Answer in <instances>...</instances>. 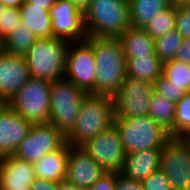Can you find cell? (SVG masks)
<instances>
[{
  "label": "cell",
  "mask_w": 190,
  "mask_h": 190,
  "mask_svg": "<svg viewBox=\"0 0 190 190\" xmlns=\"http://www.w3.org/2000/svg\"><path fill=\"white\" fill-rule=\"evenodd\" d=\"M96 63L95 94L114 97L126 79L127 59L118 38L87 37Z\"/></svg>",
  "instance_id": "1"
},
{
  "label": "cell",
  "mask_w": 190,
  "mask_h": 190,
  "mask_svg": "<svg viewBox=\"0 0 190 190\" xmlns=\"http://www.w3.org/2000/svg\"><path fill=\"white\" fill-rule=\"evenodd\" d=\"M114 97L88 93L82 99L78 118L66 135V142L81 147L89 139L108 129L114 120Z\"/></svg>",
  "instance_id": "2"
},
{
  "label": "cell",
  "mask_w": 190,
  "mask_h": 190,
  "mask_svg": "<svg viewBox=\"0 0 190 190\" xmlns=\"http://www.w3.org/2000/svg\"><path fill=\"white\" fill-rule=\"evenodd\" d=\"M83 15L87 37L119 38L131 25L128 0H91Z\"/></svg>",
  "instance_id": "3"
},
{
  "label": "cell",
  "mask_w": 190,
  "mask_h": 190,
  "mask_svg": "<svg viewBox=\"0 0 190 190\" xmlns=\"http://www.w3.org/2000/svg\"><path fill=\"white\" fill-rule=\"evenodd\" d=\"M69 43L56 37L38 38L24 55L31 77L50 82L64 78Z\"/></svg>",
  "instance_id": "4"
},
{
  "label": "cell",
  "mask_w": 190,
  "mask_h": 190,
  "mask_svg": "<svg viewBox=\"0 0 190 190\" xmlns=\"http://www.w3.org/2000/svg\"><path fill=\"white\" fill-rule=\"evenodd\" d=\"M120 141L126 154L146 149H162L170 139L169 133L149 115L114 118Z\"/></svg>",
  "instance_id": "5"
},
{
  "label": "cell",
  "mask_w": 190,
  "mask_h": 190,
  "mask_svg": "<svg viewBox=\"0 0 190 190\" xmlns=\"http://www.w3.org/2000/svg\"><path fill=\"white\" fill-rule=\"evenodd\" d=\"M86 94L65 78L51 82L49 123L66 136L75 125Z\"/></svg>",
  "instance_id": "6"
},
{
  "label": "cell",
  "mask_w": 190,
  "mask_h": 190,
  "mask_svg": "<svg viewBox=\"0 0 190 190\" xmlns=\"http://www.w3.org/2000/svg\"><path fill=\"white\" fill-rule=\"evenodd\" d=\"M51 82L31 77L9 102L10 107L32 124L48 123Z\"/></svg>",
  "instance_id": "7"
},
{
  "label": "cell",
  "mask_w": 190,
  "mask_h": 190,
  "mask_svg": "<svg viewBox=\"0 0 190 190\" xmlns=\"http://www.w3.org/2000/svg\"><path fill=\"white\" fill-rule=\"evenodd\" d=\"M159 169L173 190H190V138H170L161 149Z\"/></svg>",
  "instance_id": "8"
},
{
  "label": "cell",
  "mask_w": 190,
  "mask_h": 190,
  "mask_svg": "<svg viewBox=\"0 0 190 190\" xmlns=\"http://www.w3.org/2000/svg\"><path fill=\"white\" fill-rule=\"evenodd\" d=\"M153 93V83L126 77L114 96V118L148 116Z\"/></svg>",
  "instance_id": "9"
},
{
  "label": "cell",
  "mask_w": 190,
  "mask_h": 190,
  "mask_svg": "<svg viewBox=\"0 0 190 190\" xmlns=\"http://www.w3.org/2000/svg\"><path fill=\"white\" fill-rule=\"evenodd\" d=\"M65 143L66 136L51 123L33 124L14 156L34 164L47 153L60 149Z\"/></svg>",
  "instance_id": "10"
},
{
  "label": "cell",
  "mask_w": 190,
  "mask_h": 190,
  "mask_svg": "<svg viewBox=\"0 0 190 190\" xmlns=\"http://www.w3.org/2000/svg\"><path fill=\"white\" fill-rule=\"evenodd\" d=\"M64 78L87 94H95L96 63L92 47L84 40L70 42Z\"/></svg>",
  "instance_id": "11"
},
{
  "label": "cell",
  "mask_w": 190,
  "mask_h": 190,
  "mask_svg": "<svg viewBox=\"0 0 190 190\" xmlns=\"http://www.w3.org/2000/svg\"><path fill=\"white\" fill-rule=\"evenodd\" d=\"M81 148L106 172H121L126 153L113 124L96 137L89 139Z\"/></svg>",
  "instance_id": "12"
},
{
  "label": "cell",
  "mask_w": 190,
  "mask_h": 190,
  "mask_svg": "<svg viewBox=\"0 0 190 190\" xmlns=\"http://www.w3.org/2000/svg\"><path fill=\"white\" fill-rule=\"evenodd\" d=\"M53 37L69 42L87 39L83 12L69 0H58L49 8Z\"/></svg>",
  "instance_id": "13"
},
{
  "label": "cell",
  "mask_w": 190,
  "mask_h": 190,
  "mask_svg": "<svg viewBox=\"0 0 190 190\" xmlns=\"http://www.w3.org/2000/svg\"><path fill=\"white\" fill-rule=\"evenodd\" d=\"M31 78L24 56L0 53V100L10 102L17 91Z\"/></svg>",
  "instance_id": "14"
},
{
  "label": "cell",
  "mask_w": 190,
  "mask_h": 190,
  "mask_svg": "<svg viewBox=\"0 0 190 190\" xmlns=\"http://www.w3.org/2000/svg\"><path fill=\"white\" fill-rule=\"evenodd\" d=\"M106 171L81 147H70L66 179L88 190Z\"/></svg>",
  "instance_id": "15"
},
{
  "label": "cell",
  "mask_w": 190,
  "mask_h": 190,
  "mask_svg": "<svg viewBox=\"0 0 190 190\" xmlns=\"http://www.w3.org/2000/svg\"><path fill=\"white\" fill-rule=\"evenodd\" d=\"M32 123L9 107L0 119V159L14 155L20 142L29 134Z\"/></svg>",
  "instance_id": "16"
},
{
  "label": "cell",
  "mask_w": 190,
  "mask_h": 190,
  "mask_svg": "<svg viewBox=\"0 0 190 190\" xmlns=\"http://www.w3.org/2000/svg\"><path fill=\"white\" fill-rule=\"evenodd\" d=\"M34 165L14 155L0 159V190H30Z\"/></svg>",
  "instance_id": "17"
},
{
  "label": "cell",
  "mask_w": 190,
  "mask_h": 190,
  "mask_svg": "<svg viewBox=\"0 0 190 190\" xmlns=\"http://www.w3.org/2000/svg\"><path fill=\"white\" fill-rule=\"evenodd\" d=\"M161 149H146L126 154L119 173L128 180L142 181L159 170Z\"/></svg>",
  "instance_id": "18"
},
{
  "label": "cell",
  "mask_w": 190,
  "mask_h": 190,
  "mask_svg": "<svg viewBox=\"0 0 190 190\" xmlns=\"http://www.w3.org/2000/svg\"><path fill=\"white\" fill-rule=\"evenodd\" d=\"M70 145L66 142L60 149L47 153L34 163L36 178L59 182L66 178L67 160Z\"/></svg>",
  "instance_id": "19"
},
{
  "label": "cell",
  "mask_w": 190,
  "mask_h": 190,
  "mask_svg": "<svg viewBox=\"0 0 190 190\" xmlns=\"http://www.w3.org/2000/svg\"><path fill=\"white\" fill-rule=\"evenodd\" d=\"M118 39L126 59L134 56H150L155 52L154 39L147 34L144 28L130 25Z\"/></svg>",
  "instance_id": "20"
},
{
  "label": "cell",
  "mask_w": 190,
  "mask_h": 190,
  "mask_svg": "<svg viewBox=\"0 0 190 190\" xmlns=\"http://www.w3.org/2000/svg\"><path fill=\"white\" fill-rule=\"evenodd\" d=\"M19 11L21 23L28 27L38 38L53 37L49 9L32 5L26 0Z\"/></svg>",
  "instance_id": "21"
},
{
  "label": "cell",
  "mask_w": 190,
  "mask_h": 190,
  "mask_svg": "<svg viewBox=\"0 0 190 190\" xmlns=\"http://www.w3.org/2000/svg\"><path fill=\"white\" fill-rule=\"evenodd\" d=\"M126 73V77L153 83L163 74V63L155 52L150 56H134L127 59Z\"/></svg>",
  "instance_id": "22"
},
{
  "label": "cell",
  "mask_w": 190,
  "mask_h": 190,
  "mask_svg": "<svg viewBox=\"0 0 190 190\" xmlns=\"http://www.w3.org/2000/svg\"><path fill=\"white\" fill-rule=\"evenodd\" d=\"M130 24L145 28L158 12L165 10L173 0H128Z\"/></svg>",
  "instance_id": "23"
},
{
  "label": "cell",
  "mask_w": 190,
  "mask_h": 190,
  "mask_svg": "<svg viewBox=\"0 0 190 190\" xmlns=\"http://www.w3.org/2000/svg\"><path fill=\"white\" fill-rule=\"evenodd\" d=\"M37 39L38 37L20 22L4 39V51L24 56Z\"/></svg>",
  "instance_id": "24"
},
{
  "label": "cell",
  "mask_w": 190,
  "mask_h": 190,
  "mask_svg": "<svg viewBox=\"0 0 190 190\" xmlns=\"http://www.w3.org/2000/svg\"><path fill=\"white\" fill-rule=\"evenodd\" d=\"M175 107V102L154 92L149 105V116L169 132L174 126Z\"/></svg>",
  "instance_id": "25"
},
{
  "label": "cell",
  "mask_w": 190,
  "mask_h": 190,
  "mask_svg": "<svg viewBox=\"0 0 190 190\" xmlns=\"http://www.w3.org/2000/svg\"><path fill=\"white\" fill-rule=\"evenodd\" d=\"M177 4L172 2L165 10L158 12L156 17L144 28L154 40L175 29Z\"/></svg>",
  "instance_id": "26"
},
{
  "label": "cell",
  "mask_w": 190,
  "mask_h": 190,
  "mask_svg": "<svg viewBox=\"0 0 190 190\" xmlns=\"http://www.w3.org/2000/svg\"><path fill=\"white\" fill-rule=\"evenodd\" d=\"M174 126L168 132L170 138H190V91L176 103Z\"/></svg>",
  "instance_id": "27"
},
{
  "label": "cell",
  "mask_w": 190,
  "mask_h": 190,
  "mask_svg": "<svg viewBox=\"0 0 190 190\" xmlns=\"http://www.w3.org/2000/svg\"><path fill=\"white\" fill-rule=\"evenodd\" d=\"M183 40L184 38L175 29H173L154 40L155 54L163 64L170 62L175 58L177 50Z\"/></svg>",
  "instance_id": "28"
},
{
  "label": "cell",
  "mask_w": 190,
  "mask_h": 190,
  "mask_svg": "<svg viewBox=\"0 0 190 190\" xmlns=\"http://www.w3.org/2000/svg\"><path fill=\"white\" fill-rule=\"evenodd\" d=\"M163 75L185 93L190 91V64L173 59L163 64Z\"/></svg>",
  "instance_id": "29"
},
{
  "label": "cell",
  "mask_w": 190,
  "mask_h": 190,
  "mask_svg": "<svg viewBox=\"0 0 190 190\" xmlns=\"http://www.w3.org/2000/svg\"><path fill=\"white\" fill-rule=\"evenodd\" d=\"M154 92L163 95L171 102H179L185 92L173 85L163 74L153 82Z\"/></svg>",
  "instance_id": "30"
},
{
  "label": "cell",
  "mask_w": 190,
  "mask_h": 190,
  "mask_svg": "<svg viewBox=\"0 0 190 190\" xmlns=\"http://www.w3.org/2000/svg\"><path fill=\"white\" fill-rule=\"evenodd\" d=\"M21 22L19 8L5 7L0 13V37L4 40Z\"/></svg>",
  "instance_id": "31"
},
{
  "label": "cell",
  "mask_w": 190,
  "mask_h": 190,
  "mask_svg": "<svg viewBox=\"0 0 190 190\" xmlns=\"http://www.w3.org/2000/svg\"><path fill=\"white\" fill-rule=\"evenodd\" d=\"M143 190H173L171 182L160 169L141 181Z\"/></svg>",
  "instance_id": "32"
},
{
  "label": "cell",
  "mask_w": 190,
  "mask_h": 190,
  "mask_svg": "<svg viewBox=\"0 0 190 190\" xmlns=\"http://www.w3.org/2000/svg\"><path fill=\"white\" fill-rule=\"evenodd\" d=\"M175 30L184 38L190 39V14L177 5Z\"/></svg>",
  "instance_id": "33"
},
{
  "label": "cell",
  "mask_w": 190,
  "mask_h": 190,
  "mask_svg": "<svg viewBox=\"0 0 190 190\" xmlns=\"http://www.w3.org/2000/svg\"><path fill=\"white\" fill-rule=\"evenodd\" d=\"M119 173L106 172L88 190H116V180Z\"/></svg>",
  "instance_id": "34"
},
{
  "label": "cell",
  "mask_w": 190,
  "mask_h": 190,
  "mask_svg": "<svg viewBox=\"0 0 190 190\" xmlns=\"http://www.w3.org/2000/svg\"><path fill=\"white\" fill-rule=\"evenodd\" d=\"M116 190H143L140 181H133L119 175L116 180Z\"/></svg>",
  "instance_id": "35"
},
{
  "label": "cell",
  "mask_w": 190,
  "mask_h": 190,
  "mask_svg": "<svg viewBox=\"0 0 190 190\" xmlns=\"http://www.w3.org/2000/svg\"><path fill=\"white\" fill-rule=\"evenodd\" d=\"M174 60L190 64V39H184L180 45Z\"/></svg>",
  "instance_id": "36"
},
{
  "label": "cell",
  "mask_w": 190,
  "mask_h": 190,
  "mask_svg": "<svg viewBox=\"0 0 190 190\" xmlns=\"http://www.w3.org/2000/svg\"><path fill=\"white\" fill-rule=\"evenodd\" d=\"M30 190H57V182L36 178L31 185Z\"/></svg>",
  "instance_id": "37"
},
{
  "label": "cell",
  "mask_w": 190,
  "mask_h": 190,
  "mask_svg": "<svg viewBox=\"0 0 190 190\" xmlns=\"http://www.w3.org/2000/svg\"><path fill=\"white\" fill-rule=\"evenodd\" d=\"M57 190H86L76 186L74 183L70 182L68 179H62L57 182Z\"/></svg>",
  "instance_id": "38"
},
{
  "label": "cell",
  "mask_w": 190,
  "mask_h": 190,
  "mask_svg": "<svg viewBox=\"0 0 190 190\" xmlns=\"http://www.w3.org/2000/svg\"><path fill=\"white\" fill-rule=\"evenodd\" d=\"M32 5L43 6V9H49L53 6L58 0H27Z\"/></svg>",
  "instance_id": "39"
},
{
  "label": "cell",
  "mask_w": 190,
  "mask_h": 190,
  "mask_svg": "<svg viewBox=\"0 0 190 190\" xmlns=\"http://www.w3.org/2000/svg\"><path fill=\"white\" fill-rule=\"evenodd\" d=\"M5 7L20 8L26 0H0Z\"/></svg>",
  "instance_id": "40"
},
{
  "label": "cell",
  "mask_w": 190,
  "mask_h": 190,
  "mask_svg": "<svg viewBox=\"0 0 190 190\" xmlns=\"http://www.w3.org/2000/svg\"><path fill=\"white\" fill-rule=\"evenodd\" d=\"M82 12H84L90 5L91 0H69Z\"/></svg>",
  "instance_id": "41"
},
{
  "label": "cell",
  "mask_w": 190,
  "mask_h": 190,
  "mask_svg": "<svg viewBox=\"0 0 190 190\" xmlns=\"http://www.w3.org/2000/svg\"><path fill=\"white\" fill-rule=\"evenodd\" d=\"M10 107L9 102L0 100V119L2 114Z\"/></svg>",
  "instance_id": "42"
},
{
  "label": "cell",
  "mask_w": 190,
  "mask_h": 190,
  "mask_svg": "<svg viewBox=\"0 0 190 190\" xmlns=\"http://www.w3.org/2000/svg\"><path fill=\"white\" fill-rule=\"evenodd\" d=\"M180 5L188 14H190V3H175Z\"/></svg>",
  "instance_id": "43"
},
{
  "label": "cell",
  "mask_w": 190,
  "mask_h": 190,
  "mask_svg": "<svg viewBox=\"0 0 190 190\" xmlns=\"http://www.w3.org/2000/svg\"><path fill=\"white\" fill-rule=\"evenodd\" d=\"M4 51V40L0 37V53Z\"/></svg>",
  "instance_id": "44"
},
{
  "label": "cell",
  "mask_w": 190,
  "mask_h": 190,
  "mask_svg": "<svg viewBox=\"0 0 190 190\" xmlns=\"http://www.w3.org/2000/svg\"><path fill=\"white\" fill-rule=\"evenodd\" d=\"M174 3H190V0H173Z\"/></svg>",
  "instance_id": "45"
},
{
  "label": "cell",
  "mask_w": 190,
  "mask_h": 190,
  "mask_svg": "<svg viewBox=\"0 0 190 190\" xmlns=\"http://www.w3.org/2000/svg\"><path fill=\"white\" fill-rule=\"evenodd\" d=\"M4 10H5V6H4V4L0 1V13H1V12H4Z\"/></svg>",
  "instance_id": "46"
}]
</instances>
